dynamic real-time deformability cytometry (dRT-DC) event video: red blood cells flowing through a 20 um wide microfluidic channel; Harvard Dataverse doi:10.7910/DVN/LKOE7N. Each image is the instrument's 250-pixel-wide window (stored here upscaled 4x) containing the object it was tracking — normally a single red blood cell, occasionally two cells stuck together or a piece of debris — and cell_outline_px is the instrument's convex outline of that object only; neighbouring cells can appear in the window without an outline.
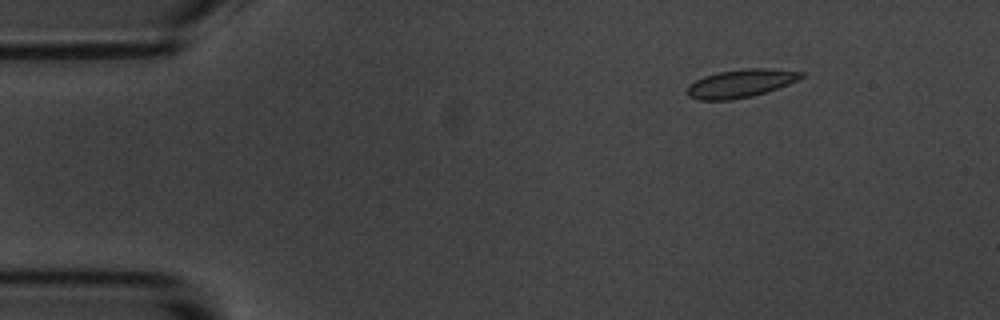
{"species": "common noctule bat (a hibernating species)", "species_latin": "Nyctalus noctula", "temperature_condition": "room temperature", "stored_images_in_passage": 8, "camera_frame_rate_fps": 3000, "um_per_image_px": 0.085, "animal": {"sex": "male", "body_mass_g": 20.1, "forearm_length_mm": 53.5}, "frame": {"image": 1, "passage_image": 3, "time_ms": 2.333, "image_size_px": [1000, 320], "cell_outline_px": [[804, 76], [788, 84], [752, 96], [732, 100], [700, 100], [688, 96], [688, 84], [704, 76], [716, 72], [748, 68], [768, 68], [804, 72]], "centroid_in_image_um": [62.93, 7.08], "position_along_channel_um": 22.1, "area_um2": 18.55}}
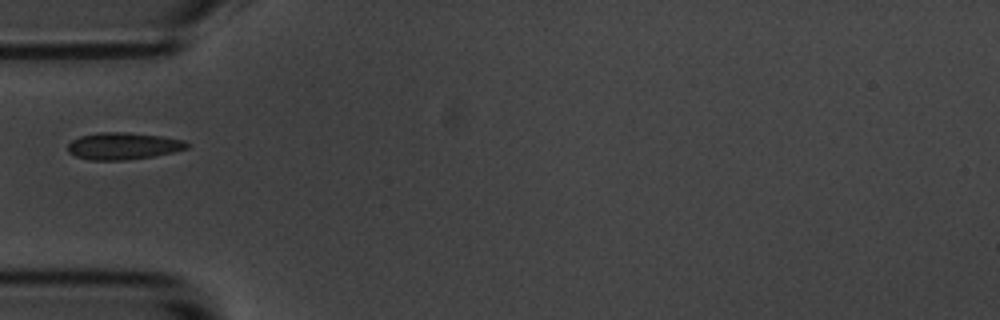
{"frame": {"image": 2, "passage_image": 6, "time_ms": 6.0, "image_size_px": [1000, 320], "cell_outline_px": [[188, 148], [156, 156], [124, 160], [88, 160], [76, 156], [68, 152], [68, 144], [72, 140], [80, 136], [100, 132], [124, 132], [160, 136], [184, 140], [188, 144]], "centroid_in_image_um": [10.45, 12.41], "position_along_channel_um": 74.5, "area_um2": 18.67}}
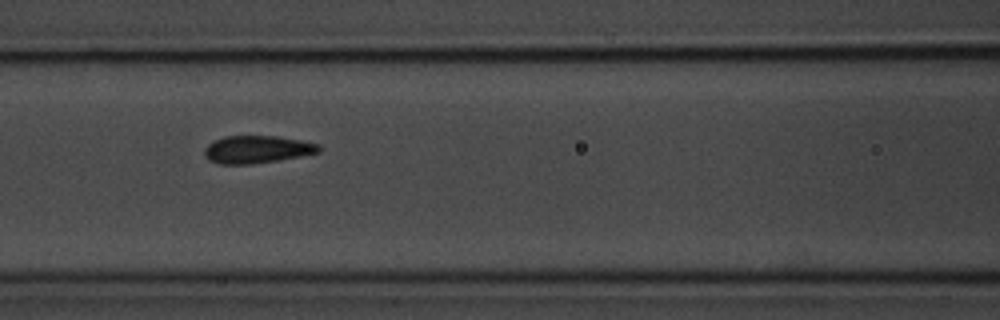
{"frame": {"image": 3, "passage_image": 8, "time_ms": 8.0, "image_size_px": [1000, 320], "cell_outline_px": [[320, 152], [300, 156], [276, 160], [248, 164], [220, 164], [208, 160], [204, 156], [204, 148], [212, 140], [224, 136], [276, 136], [300, 140], [320, 144]], "centroid_in_image_um": [21.8, 12.69], "position_along_channel_um": 144.8, "area_um2": 18.38}}